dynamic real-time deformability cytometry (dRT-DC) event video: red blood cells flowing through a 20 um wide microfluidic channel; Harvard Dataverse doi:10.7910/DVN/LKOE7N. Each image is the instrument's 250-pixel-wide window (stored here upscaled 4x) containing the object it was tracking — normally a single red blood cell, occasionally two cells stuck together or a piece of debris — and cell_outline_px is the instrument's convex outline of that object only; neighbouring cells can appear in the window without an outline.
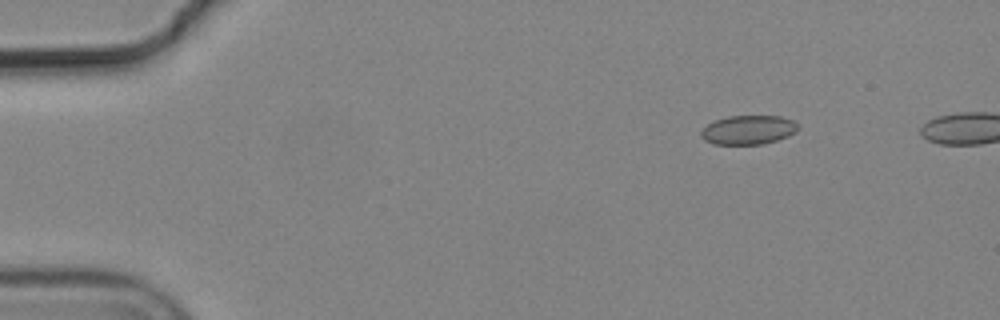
{"species": "common noctule bat (a hibernating species)", "species_latin": "Nyctalus noctula", "temperature_condition": "cold", "stored_images_in_passage": 3, "segment_of_instrument_passage": [2, 2], "camera_frame_rate_fps": 3000, "um_per_image_px": 0.085, "animal": {"sex": "male", "body_mass_g": 19.2, "forearm_length_mm": 51.8}, "frame": {"image": 1, "passage_image": 3, "time_ms": 0.667, "image_size_px": [1000, 320], "cell_outline_px": [[796, 132], [788, 136], [764, 144], [712, 144], [704, 140], [700, 136], [700, 132], [708, 124], [716, 120], [728, 116], [780, 116], [792, 120], [796, 124]], "centroid_in_image_um": [63.57, 11.05], "position_along_channel_um": 21.4, "area_um2": 16.3}}